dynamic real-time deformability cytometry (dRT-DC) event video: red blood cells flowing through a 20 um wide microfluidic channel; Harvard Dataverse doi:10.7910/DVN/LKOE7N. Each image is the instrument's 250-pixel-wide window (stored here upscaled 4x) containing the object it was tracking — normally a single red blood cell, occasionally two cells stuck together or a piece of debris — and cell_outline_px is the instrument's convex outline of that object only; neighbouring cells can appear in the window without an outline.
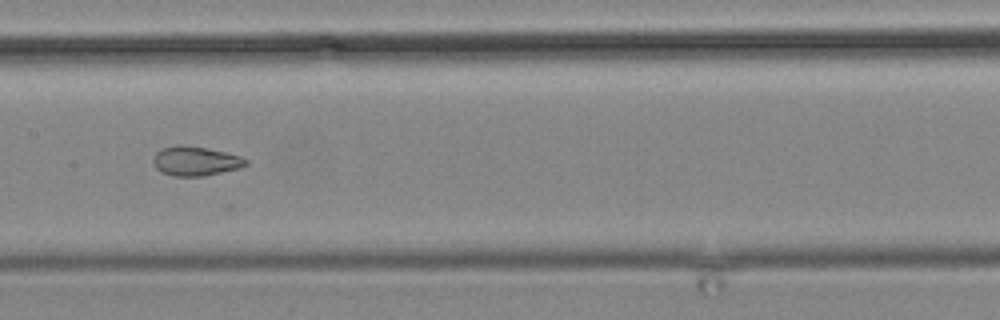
{"species": "common noctule bat (a hibernating species)", "species_latin": "Nyctalus noctula", "temperature_condition": "cold", "stored_images_in_passage": 13, "camera_frame_rate_fps": 3000, "um_per_image_px": 0.085, "animal": {"sex": "male", "body_mass_g": 19.2, "forearm_length_mm": 51.8}, "frame": {"image": 1, "passage_image": 13, "time_ms": 15.0, "image_size_px": [1000, 320], "cell_outline_px": [[248, 164], [240, 168], [204, 176], [172, 176], [160, 172], [156, 168], [152, 160], [152, 156], [160, 148], [176, 144], [180, 144], [208, 148], [240, 156], [248, 160]], "centroid_in_image_um": [16.57, 13.68], "position_along_channel_um": 190.8, "area_um2": 16.13}}